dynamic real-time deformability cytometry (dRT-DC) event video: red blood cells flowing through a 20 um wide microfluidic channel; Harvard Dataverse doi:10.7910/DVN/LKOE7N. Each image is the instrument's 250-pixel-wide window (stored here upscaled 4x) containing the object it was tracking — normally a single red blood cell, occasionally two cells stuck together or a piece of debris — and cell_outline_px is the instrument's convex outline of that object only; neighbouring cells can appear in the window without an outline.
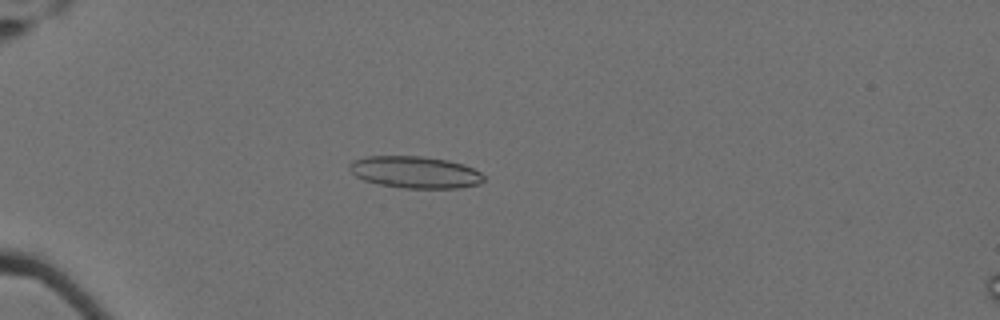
{"species": "Egyptian fruit bat (a non-hibernating species)", "species_latin": "Rousettus aegyptiacus", "temperature_condition": "cold", "stored_images_in_passage": 42, "camera_frame_rate_fps": 3000, "um_per_image_px": 0.085, "animal": {"sex": "female"}, "frame": {"image": 1, "passage_image": 1, "time_ms": 0.0, "image_size_px": [1000, 320], "cell_outline_px": [[484, 180], [480, 184], [460, 188], [404, 188], [380, 184], [364, 180], [356, 176], [348, 168], [348, 164], [352, 160], [368, 156], [424, 156], [448, 160], [464, 164], [480, 172], [484, 176]], "centroid_in_image_um": [35.29, 14.63], "position_along_channel_um": 49.7, "area_um2": 25.09}}
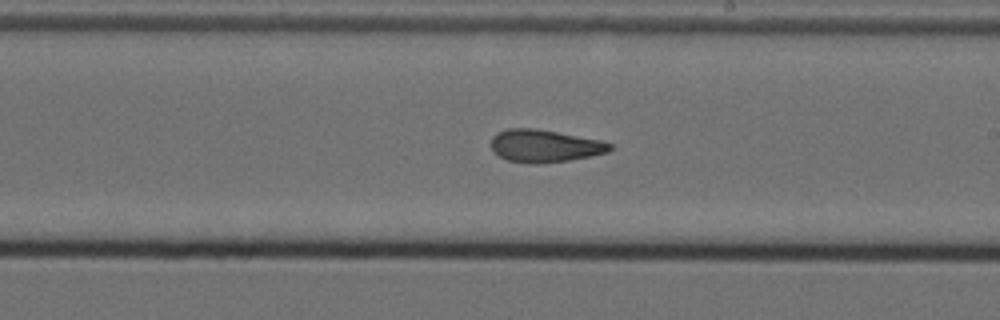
{"frame": {"image": 2, "passage_image": 20, "time_ms": 6.333, "image_size_px": [1000, 320], "cell_outline_px": [[612, 148], [608, 152], [568, 160], [536, 164], [508, 160], [500, 156], [492, 148], [492, 136], [496, 132], [508, 128], [536, 128], [600, 140], [612, 144]], "centroid_in_image_um": [46.28, 12.39], "position_along_channel_um": 242.7, "area_um2": 22.25}}
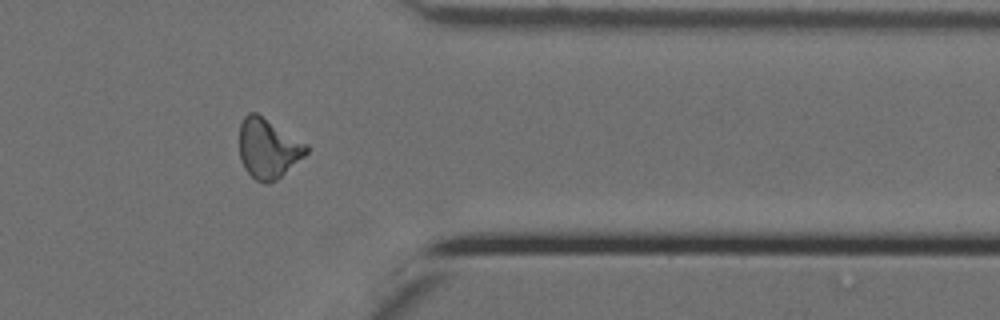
{"frame": {"image": 3, "passage_image": 33, "time_ms": 10.667, "image_size_px": [1000, 320], "cell_outline_px": [[308, 152], [304, 156], [276, 180], [268, 184], [264, 184], [256, 180], [244, 168], [240, 160], [240, 124], [244, 116], [248, 112], [256, 112], [308, 144]], "centroid_in_image_um": [22.78, 12.61], "position_along_channel_um": 388.6, "area_um2": 23.29}, "authors_computed_cell_mechanics": {"area_um2": 22.3686, "velocity_mm_per_s": 3.5087, "shape_relaxation_time_tau1_ms": null, "shape_relaxation_time_tau2_ms": 2.7023, "deformation_change_tau1": null, "deformation_change_tau2": 0.1154}}